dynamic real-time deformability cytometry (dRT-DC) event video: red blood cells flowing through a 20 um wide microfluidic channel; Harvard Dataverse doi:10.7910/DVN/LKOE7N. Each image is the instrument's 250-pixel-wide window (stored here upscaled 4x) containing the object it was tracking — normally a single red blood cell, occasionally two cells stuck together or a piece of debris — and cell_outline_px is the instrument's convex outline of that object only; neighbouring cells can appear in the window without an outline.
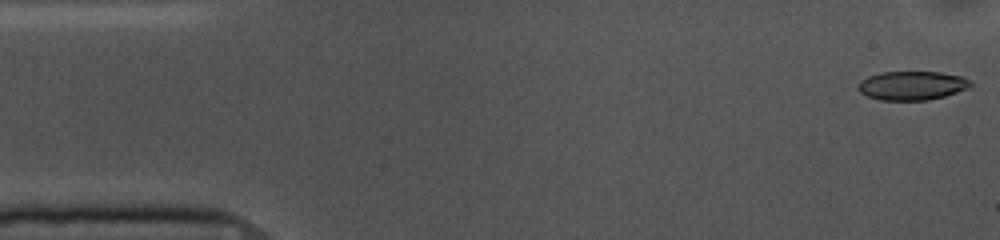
{"species": "common noctule bat (a hibernating species)", "species_latin": "Nyctalus noctula", "temperature_condition": "cold", "stored_images_in_passage": 53, "camera_frame_rate_fps": 3000, "um_per_image_px": 0.085, "animal": {"sex": "female", "body_mass_g": 10.0, "forearm_length_mm": 53.1}, "frame": {"image": 1, "passage_image": 1, "time_ms": 0.0, "image_size_px": [1000, 240], "cell_outline_px": [[972, 88], [944, 96], [928, 100], [880, 100], [868, 96], [860, 92], [856, 88], [860, 80], [868, 76], [880, 72], [940, 72], [964, 76], [972, 80]], "centroid_in_image_um": [77.56, 7.26], "position_along_channel_um": 7.4, "area_um2": 19.25}}
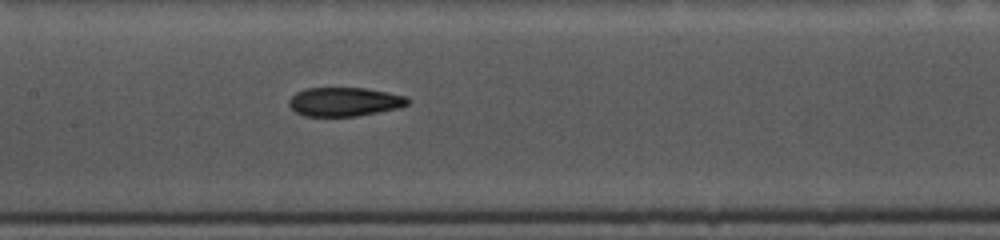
{"frame": {"image": 2, "passage_image": 24, "time_ms": 7.667, "image_size_px": [1000, 240], "cell_outline_px": [[408, 104], [400, 108], [356, 116], [304, 116], [296, 112], [288, 104], [288, 100], [296, 92], [304, 88], [364, 88], [388, 92], [408, 96]], "centroid_in_image_um": [29.28, 8.65], "position_along_channel_um": 178.1, "area_um2": 20.06}}
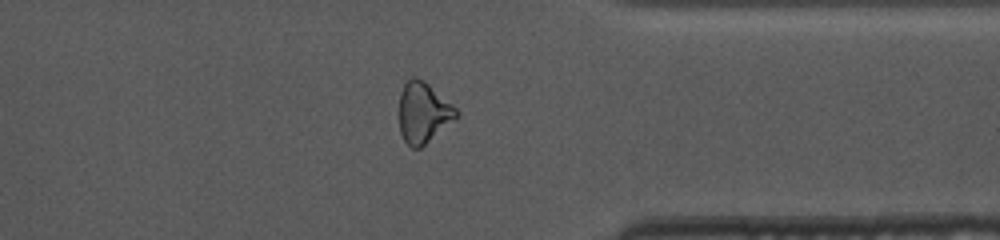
{"frame": {"image": 3, "passage_image": 41, "time_ms": 13.333, "image_size_px": [1000, 240], "cell_outline_px": [[460, 116], [456, 120], [420, 148], [412, 148], [404, 140], [400, 132], [400, 92], [404, 84], [412, 76], [416, 76], [424, 80], [452, 104], [460, 112]], "centroid_in_image_um": [36.01, 9.57], "position_along_channel_um": 375.4, "area_um2": 20.35}, "authors_computed_cell_mechanics": {"area_um2": 20.519, "velocity_mm_per_s": 3.6462, "shape_relaxation_time_tau1_ms": 4.9511, "shape_relaxation_time_tau2_ms": 3.7666, "deformation_change_tau1": 0.1628, "deformation_change_tau2": 0.1257}}